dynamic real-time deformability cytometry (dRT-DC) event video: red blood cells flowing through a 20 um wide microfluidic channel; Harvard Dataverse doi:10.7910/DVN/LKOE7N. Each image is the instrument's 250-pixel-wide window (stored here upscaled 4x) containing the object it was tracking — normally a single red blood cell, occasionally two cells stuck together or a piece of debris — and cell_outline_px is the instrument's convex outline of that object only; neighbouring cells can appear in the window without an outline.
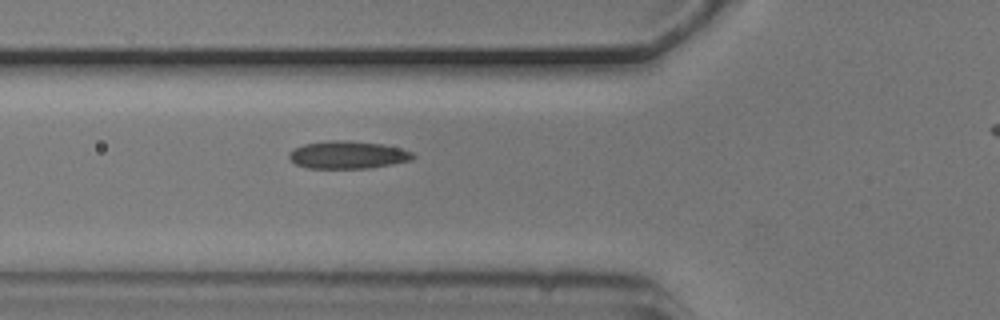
{"species": "common noctule bat (a hibernating species)", "species_latin": "Nyctalus noctula", "temperature_condition": "cold", "stored_images_in_passage": 3, "camera_frame_rate_fps": 3000, "um_per_image_px": 0.085, "animal": {"sex": "male", "body_mass_g": 20.5, "forearm_length_mm": 52.5}, "frame": {"image": 1, "passage_image": 2, "time_ms": 0.333, "image_size_px": [1000, 320], "cell_outline_px": [[416, 156], [412, 160], [392, 164], [368, 168], [308, 168], [296, 164], [288, 156], [288, 152], [292, 148], [304, 144], [328, 140], [348, 140], [384, 144], [400, 148], [412, 152]], "centroid_in_image_um": [29.55, 13.15], "position_along_channel_um": 96.2, "area_um2": 20.11}}